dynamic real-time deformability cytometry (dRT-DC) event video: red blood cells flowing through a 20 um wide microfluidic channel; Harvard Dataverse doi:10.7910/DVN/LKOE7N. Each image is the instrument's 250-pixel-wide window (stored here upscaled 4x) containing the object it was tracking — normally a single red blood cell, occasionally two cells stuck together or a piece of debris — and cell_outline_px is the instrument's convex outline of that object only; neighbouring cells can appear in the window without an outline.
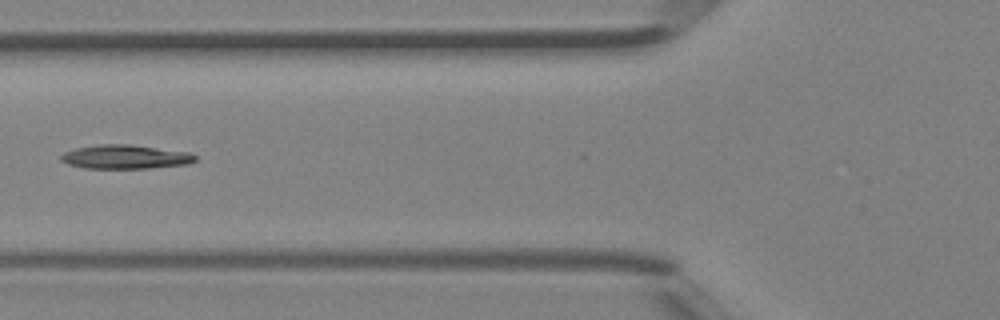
{"species": "Egyptian fruit bat (a non-hibernating species)", "species_latin": "Rousettus aegyptiacus", "temperature_condition": "room temperature", "stored_images_in_passage": 5, "camera_frame_rate_fps": 3000, "um_per_image_px": 0.085, "animal": {"sex": "female"}, "frame": {"image": 1, "passage_image": 5, "time_ms": 1.333, "image_size_px": [1000, 320], "cell_outline_px": [[196, 160], [188, 164], [148, 168], [84, 168], [68, 164], [60, 160], [60, 156], [64, 152], [76, 148], [100, 144], [132, 144], [188, 152], [196, 156]], "centroid_in_image_um": [10.64, 13.33], "position_along_channel_um": 115.2, "area_um2": 18.73}}